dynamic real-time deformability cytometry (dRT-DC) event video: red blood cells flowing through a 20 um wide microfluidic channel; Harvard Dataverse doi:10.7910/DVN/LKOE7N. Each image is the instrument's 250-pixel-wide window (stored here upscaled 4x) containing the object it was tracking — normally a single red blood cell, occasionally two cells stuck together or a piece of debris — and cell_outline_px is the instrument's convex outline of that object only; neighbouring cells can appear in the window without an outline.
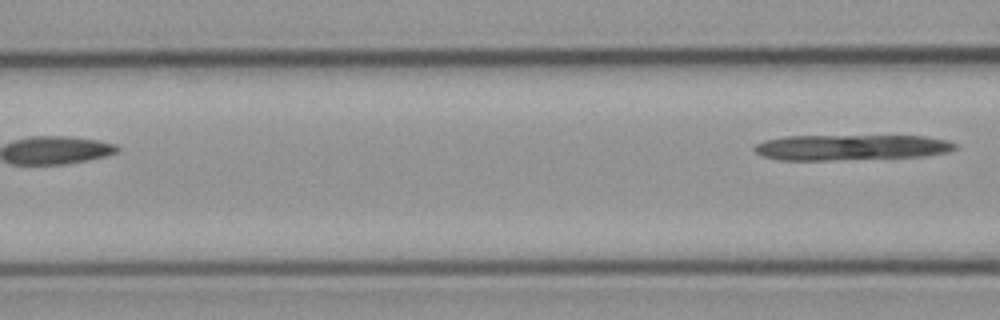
{"species": "common noctule bat (a hibernating species)", "species_latin": "Nyctalus noctula", "temperature_condition": "cold", "stored_images_in_passage": 5, "segment_of_instrument_passage": [2, 2], "camera_frame_rate_fps": 3000, "um_per_image_px": 0.085, "animal": {"sex": "male", "body_mass_g": 23.1, "forearm_length_mm": 52.7}, "frame": {"image": 1, "passage_image": 5, "time_ms": 4.667, "image_size_px": [1000, 320], "cell_outline_px": [[956, 148], [948, 152], [924, 156], [828, 160], [780, 160], [764, 156], [756, 152], [752, 148], [756, 144], [764, 140], [784, 136], [924, 136], [948, 140], [956, 144]], "centroid_in_image_um": [72.33, 12.52], "position_along_channel_um": 94.3, "area_um2": 29.88}}